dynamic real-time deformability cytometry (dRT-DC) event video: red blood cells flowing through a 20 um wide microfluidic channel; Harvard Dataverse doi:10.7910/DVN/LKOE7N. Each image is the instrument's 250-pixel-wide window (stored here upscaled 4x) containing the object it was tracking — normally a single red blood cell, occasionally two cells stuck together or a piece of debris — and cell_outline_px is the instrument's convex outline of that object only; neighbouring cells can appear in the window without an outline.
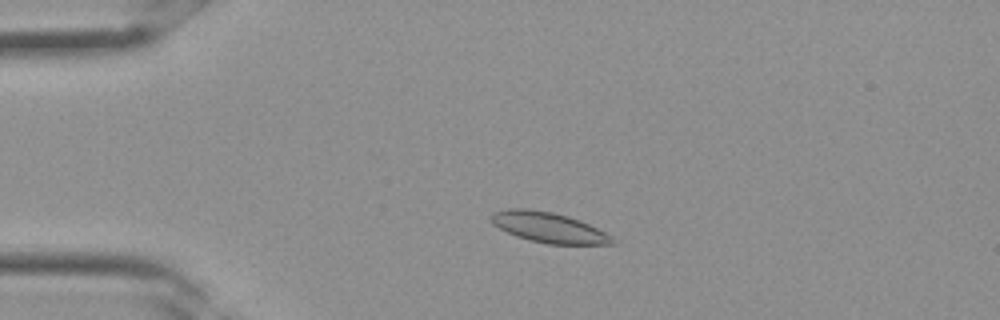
{"species": "Egyptian fruit bat (a non-hibernating species)", "species_latin": "Rousettus aegyptiacus", "temperature_condition": "room temperature", "stored_images_in_passage": 32, "camera_frame_rate_fps": 3000, "um_per_image_px": 0.085, "frame": {"image": 1, "passage_image": 6, "time_ms": 1.667, "image_size_px": [1000, 320], "cell_outline_px": [[616, 244], [548, 244], [516, 236], [492, 224], [492, 212], [508, 208], [528, 208], [552, 212], [568, 216], [580, 220], [612, 236], [616, 240]], "centroid_in_image_um": [46.65, 19.32], "position_along_channel_um": 38.4, "area_um2": 21.27}}
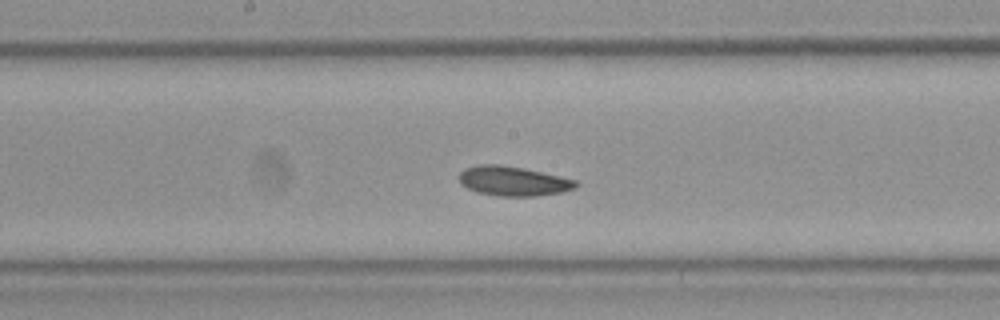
{"frame": {"image": 2, "passage_image": 16, "time_ms": 5.0, "image_size_px": [1000, 320], "cell_outline_px": [[580, 184], [576, 188], [564, 192], [532, 196], [500, 196], [476, 192], [460, 184], [460, 172], [464, 168], [476, 164], [500, 164], [524, 168], [560, 176], [576, 180]], "centroid_in_image_um": [43.63, 15.38], "position_along_channel_um": 204.6, "area_um2": 20.29}}
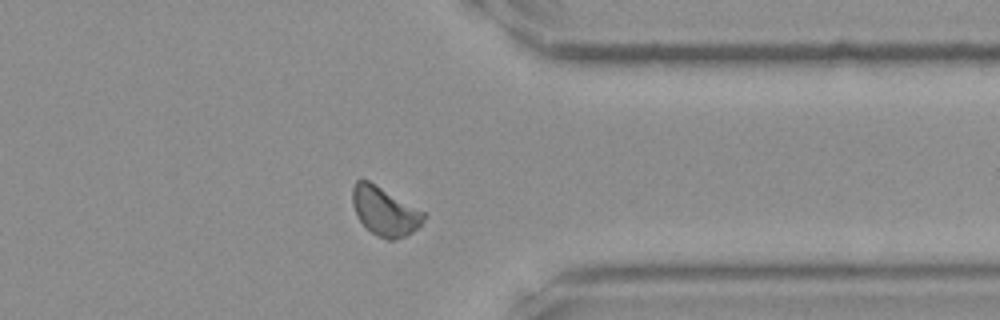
{"frame": {"image": 3, "passage_image": 25, "time_ms": 8.0, "image_size_px": [1000, 320], "cell_outline_px": [[424, 220], [420, 228], [404, 236], [392, 240], [388, 240], [372, 232], [356, 216], [352, 204], [352, 188], [356, 180], [368, 180], [424, 212]], "centroid_in_image_um": [32.69, 17.96], "position_along_channel_um": 378.7, "area_um2": 19.88}}